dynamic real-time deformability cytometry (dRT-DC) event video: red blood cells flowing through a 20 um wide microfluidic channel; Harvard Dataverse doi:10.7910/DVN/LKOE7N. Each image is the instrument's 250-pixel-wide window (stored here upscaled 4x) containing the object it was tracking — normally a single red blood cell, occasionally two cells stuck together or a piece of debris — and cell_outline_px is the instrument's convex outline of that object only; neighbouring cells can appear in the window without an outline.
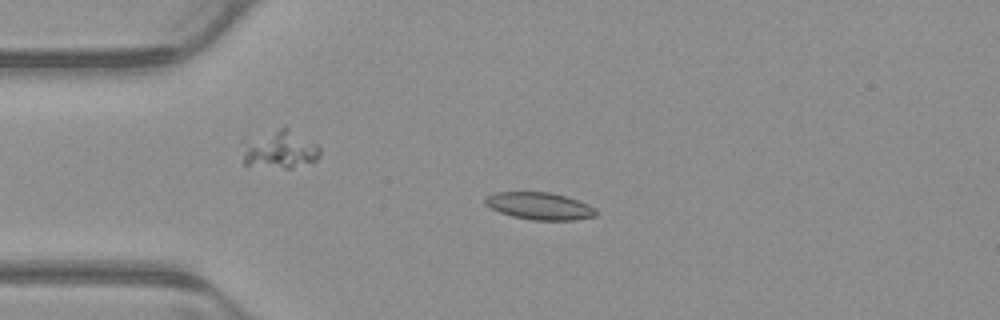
{"species": "common noctule bat (a hibernating species)", "species_latin": "Nyctalus noctula", "temperature_condition": "warm", "stored_images_in_passage": 5, "camera_frame_rate_fps": 3000, "um_per_image_px": 0.085, "animal": {"sex": "male", "body_mass_g": 23.1, "forearm_length_mm": 52.7}, "frame": {"image": 1, "passage_image": 3, "time_ms": 0.667, "image_size_px": [1000, 320], "cell_outline_px": [[596, 216], [576, 220], [532, 220], [512, 216], [500, 212], [484, 204], [484, 200], [488, 196], [496, 192], [548, 192], [564, 196], [588, 204], [596, 208]], "centroid_in_image_um": [45.87, 17.52], "position_along_channel_um": 39.1, "area_um2": 17.46}}
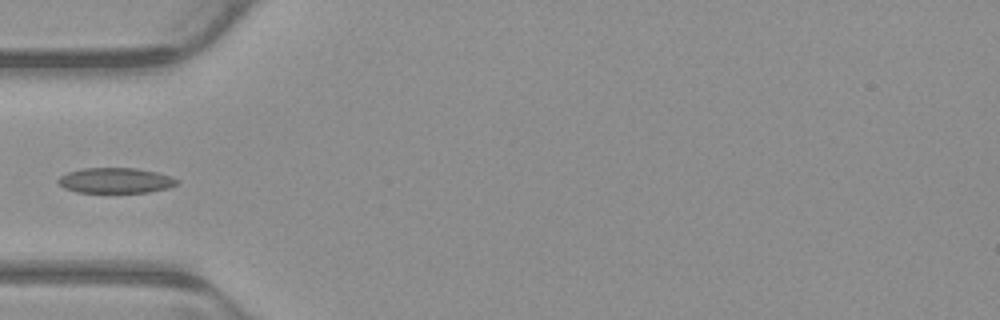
{"frame": {"image": 2, "passage_image": 4, "time_ms": 1.0, "image_size_px": [1000, 320], "cell_outline_px": [[180, 180], [176, 184], [168, 188], [148, 192], [76, 192], [64, 188], [56, 180], [60, 176], [68, 172], [84, 168], [136, 168], [156, 172], [172, 176]], "centroid_in_image_um": [9.83, 15.34], "position_along_channel_um": 75.2, "area_um2": 17.51}}
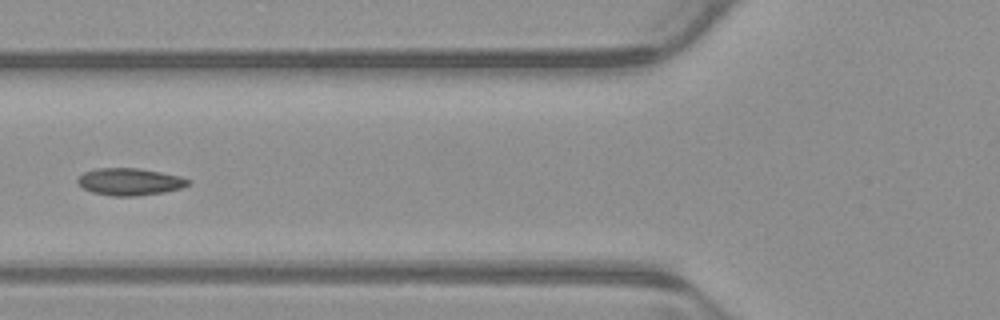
{"frame": {"image": 3, "passage_image": 5, "time_ms": 1.333, "image_size_px": [1000, 320], "cell_outline_px": [[192, 184], [180, 188], [164, 192], [136, 196], [112, 196], [92, 192], [76, 184], [76, 180], [84, 172], [96, 168], [140, 168], [180, 176], [192, 180]], "centroid_in_image_um": [11.04, 15.44], "position_along_channel_um": 114.8, "area_um2": 17.63}}